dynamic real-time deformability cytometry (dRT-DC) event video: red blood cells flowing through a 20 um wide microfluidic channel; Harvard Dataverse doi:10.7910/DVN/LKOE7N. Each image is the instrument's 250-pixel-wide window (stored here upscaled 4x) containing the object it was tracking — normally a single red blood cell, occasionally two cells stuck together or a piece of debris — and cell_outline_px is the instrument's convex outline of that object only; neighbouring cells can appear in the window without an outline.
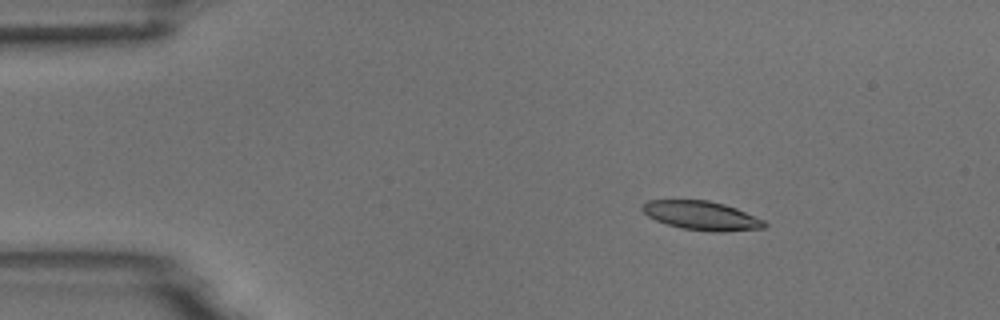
{"species": "common noctule bat (a hibernating species)", "species_latin": "Nyctalus noctula", "temperature_condition": "room temperature", "stored_images_in_passage": 5, "camera_frame_rate_fps": 3000, "um_per_image_px": 0.085, "animal": {"sex": "male", "body_mass_g": 18.8}, "frame": {"image": 1, "passage_image": 2, "time_ms": 0.333, "image_size_px": [1000, 320], "cell_outline_px": [[768, 224], [764, 228], [724, 232], [712, 232], [680, 228], [656, 220], [648, 216], [640, 208], [648, 200], [708, 200], [724, 204], [736, 208], [764, 220]], "centroid_in_image_um": [59.65, 18.33], "position_along_channel_um": 25.3, "area_um2": 20.58}}
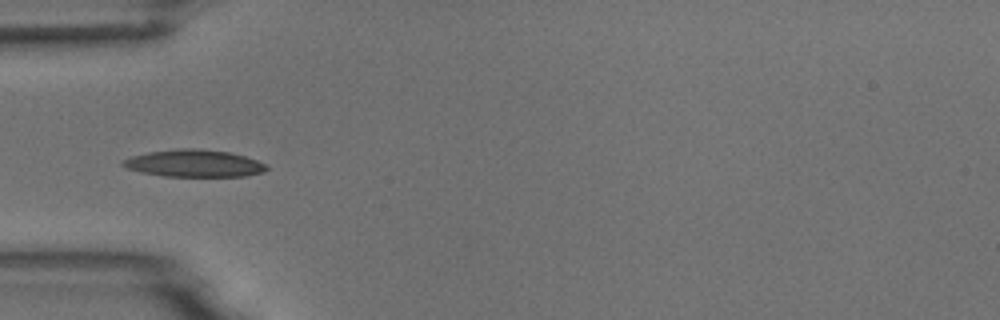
{"frame": {"image": 2, "passage_image": 4, "time_ms": 1.0, "image_size_px": [1000, 320], "cell_outline_px": [[268, 168], [264, 172], [244, 176], [164, 176], [140, 172], [128, 168], [120, 164], [120, 160], [132, 156], [148, 152], [180, 148], [200, 148], [228, 152], [244, 156], [268, 164]], "centroid_in_image_um": [16.49, 13.88], "position_along_channel_um": 68.5, "area_um2": 22.83}}